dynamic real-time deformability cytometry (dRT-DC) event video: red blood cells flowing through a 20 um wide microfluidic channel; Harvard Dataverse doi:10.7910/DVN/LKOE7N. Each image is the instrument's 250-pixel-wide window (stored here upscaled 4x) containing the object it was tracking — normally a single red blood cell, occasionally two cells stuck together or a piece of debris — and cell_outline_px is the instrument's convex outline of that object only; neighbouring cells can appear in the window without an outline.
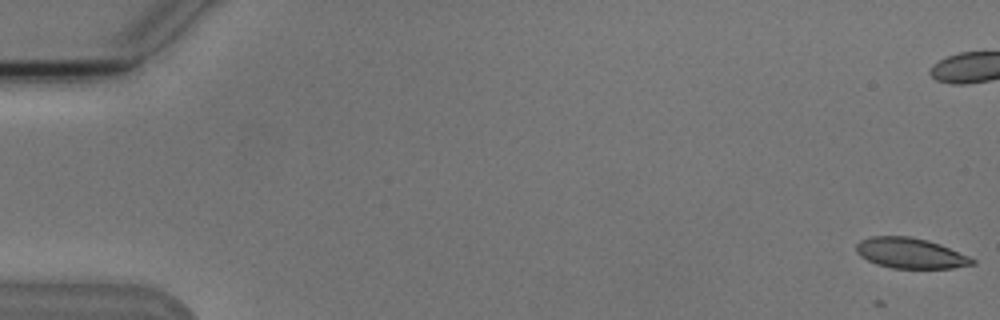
{"species": "Egyptian fruit bat (a non-hibernating species)", "species_latin": "Rousettus aegyptiacus", "temperature_condition": "cold", "stored_images_in_passage": 7, "camera_frame_rate_fps": 3000, "um_per_image_px": 0.085, "animal": {"sex": "male"}, "frame": {"image": 1, "passage_image": 1, "time_ms": 0.0, "image_size_px": [1000, 320], "cell_outline_px": [[976, 264], [952, 268], [892, 268], [876, 264], [860, 256], [856, 252], [856, 244], [860, 240], [872, 236], [908, 236], [928, 240], [940, 244], [968, 256], [976, 260]], "centroid_in_image_um": [77.37, 21.52], "position_along_channel_um": 7.6, "area_um2": 20.58}}